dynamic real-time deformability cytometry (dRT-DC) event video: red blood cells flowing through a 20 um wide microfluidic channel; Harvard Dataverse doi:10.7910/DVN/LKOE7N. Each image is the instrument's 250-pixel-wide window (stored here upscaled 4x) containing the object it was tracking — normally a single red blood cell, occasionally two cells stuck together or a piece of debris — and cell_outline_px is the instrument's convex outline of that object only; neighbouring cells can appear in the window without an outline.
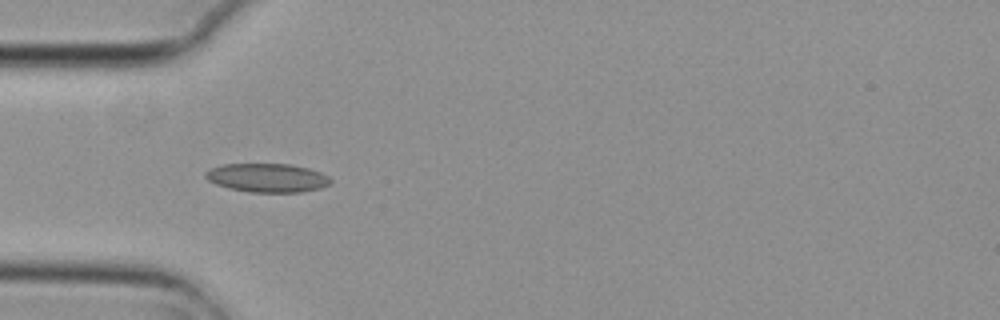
{"species": "common noctule bat (a hibernating species)", "species_latin": "Nyctalus noctula", "temperature_condition": "cold", "stored_images_in_passage": 4, "camera_frame_rate_fps": 3000, "um_per_image_px": 0.085, "animal": {"sex": "female", "body_mass_g": 29.2, "forearm_length_mm": 56.3}, "frame": {"image": 1, "passage_image": 4, "time_ms": 1.0, "image_size_px": [1000, 320], "cell_outline_px": [[332, 184], [320, 188], [300, 192], [248, 192], [228, 188], [216, 184], [208, 180], [204, 176], [204, 172], [212, 168], [224, 164], [292, 164], [308, 168], [320, 172], [328, 176], [332, 180]], "centroid_in_image_um": [22.73, 15.11], "position_along_channel_um": 62.3, "area_um2": 21.04}}